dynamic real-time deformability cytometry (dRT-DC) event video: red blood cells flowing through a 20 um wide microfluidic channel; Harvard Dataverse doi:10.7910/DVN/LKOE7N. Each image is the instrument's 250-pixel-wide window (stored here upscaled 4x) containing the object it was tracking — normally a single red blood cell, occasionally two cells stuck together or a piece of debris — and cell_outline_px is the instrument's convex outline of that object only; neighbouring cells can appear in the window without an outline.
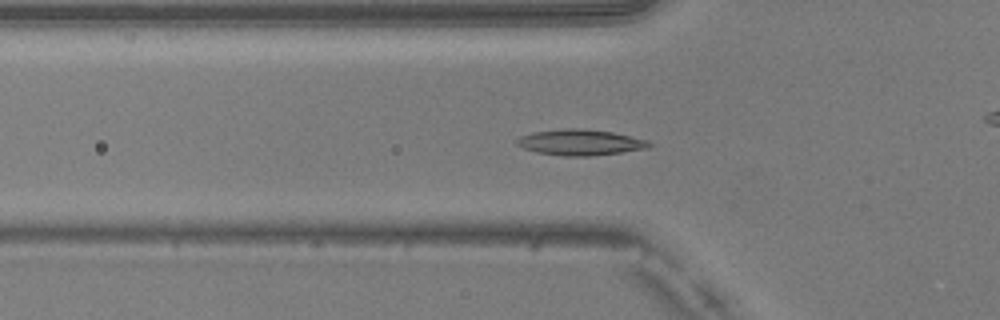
{"species": "common noctule bat (a hibernating species)", "species_latin": "Nyctalus noctula", "temperature_condition": "warm", "stored_images_in_passage": 40, "camera_frame_rate_fps": 3000, "um_per_image_px": 0.085, "animal": {"sex": "male", "body_mass_g": 20.5, "forearm_length_mm": 52.5}, "frame": {"image": 1, "passage_image": 6, "time_ms": 1.667, "image_size_px": [1000, 320], "cell_outline_px": [[652, 144], [648, 148], [592, 156], [564, 156], [536, 152], [524, 148], [516, 144], [516, 140], [520, 136], [532, 132], [564, 128], [580, 128], [612, 132], [648, 140]], "centroid_in_image_um": [49.3, 12.1], "position_along_channel_um": 76.5, "area_um2": 19.88}}
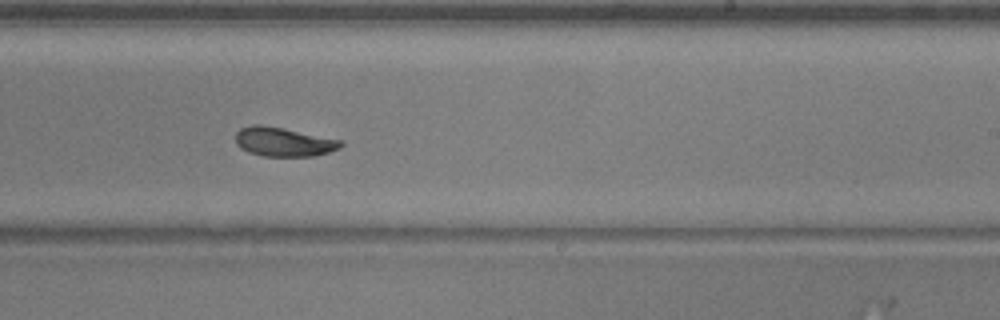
{"frame": {"image": 2, "passage_image": 20, "time_ms": 6.333, "image_size_px": [1000, 320], "cell_outline_px": [[344, 144], [340, 148], [328, 152], [312, 156], [264, 156], [248, 152], [240, 148], [236, 144], [236, 132], [240, 128], [252, 124], [260, 124], [340, 140]], "centroid_in_image_um": [24.05, 12.06], "position_along_channel_um": 265.0, "area_um2": 17.57}}
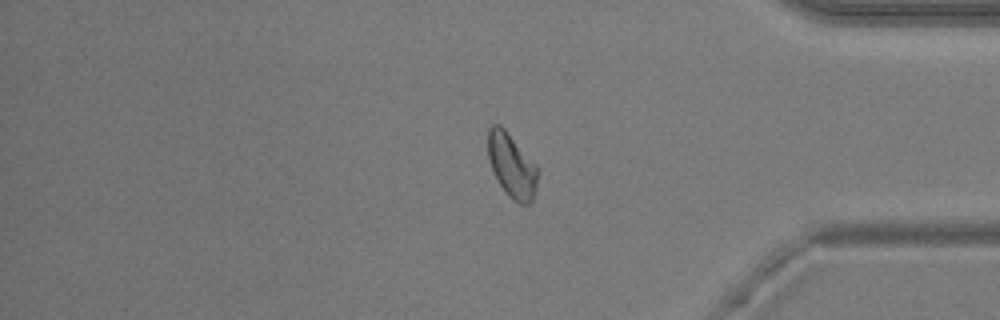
{"frame": {"image": 3, "passage_image": 31, "time_ms": 10.0, "image_size_px": [1000, 320], "cell_outline_px": [[540, 172], [536, 188], [532, 200], [528, 204], [520, 204], [512, 200], [508, 196], [500, 184], [492, 168], [488, 156], [488, 128], [492, 124], [500, 124], [504, 128], [540, 168]], "centroid_in_image_um": [43.53, 14.07], "position_along_channel_um": 391.7, "area_um2": 18.73}, "authors_computed_cell_mechanics": {"area_um2": 18.2648, "velocity_mm_per_s": 4.0151, "shape_relaxation_time_tau1_ms": 4.2993, "shape_relaxation_time_tau2_ms": 2.8844, "deformation_change_tau1": 0.1234, "deformation_change_tau2": 0.0765}}